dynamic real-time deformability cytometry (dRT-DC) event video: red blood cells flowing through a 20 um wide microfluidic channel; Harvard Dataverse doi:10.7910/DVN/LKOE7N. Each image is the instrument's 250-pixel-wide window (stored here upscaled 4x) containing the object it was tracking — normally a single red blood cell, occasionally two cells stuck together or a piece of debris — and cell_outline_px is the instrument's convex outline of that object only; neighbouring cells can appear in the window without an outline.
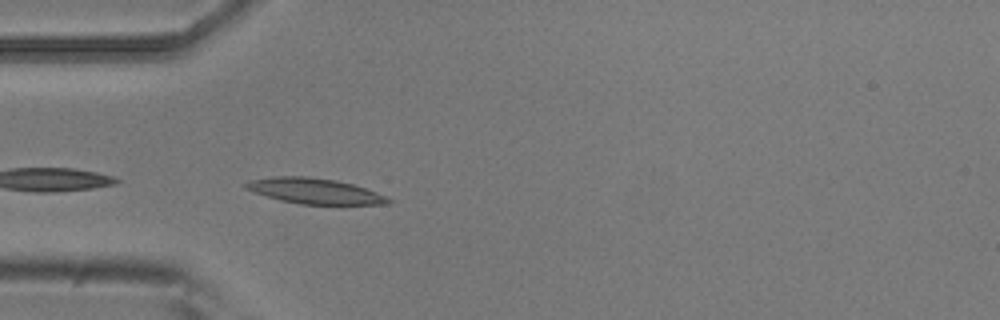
{"species": "common noctule bat (a hibernating species)", "species_latin": "Nyctalus noctula", "temperature_condition": "room temperature", "stored_images_in_passage": 3, "camera_frame_rate_fps": 3000, "um_per_image_px": 0.085, "animal": {"sex": "male", "body_mass_g": 20.5, "forearm_length_mm": 52.5}, "frame": {"image": 1, "passage_image": 3, "time_ms": 0.667, "image_size_px": [1000, 320], "cell_outline_px": [[392, 200], [388, 204], [300, 204], [280, 200], [244, 188], [244, 184], [252, 180], [272, 176], [308, 176], [336, 180], [352, 184], [376, 192]], "centroid_in_image_um": [26.73, 16.23], "position_along_channel_um": 58.3, "area_um2": 20.87}}